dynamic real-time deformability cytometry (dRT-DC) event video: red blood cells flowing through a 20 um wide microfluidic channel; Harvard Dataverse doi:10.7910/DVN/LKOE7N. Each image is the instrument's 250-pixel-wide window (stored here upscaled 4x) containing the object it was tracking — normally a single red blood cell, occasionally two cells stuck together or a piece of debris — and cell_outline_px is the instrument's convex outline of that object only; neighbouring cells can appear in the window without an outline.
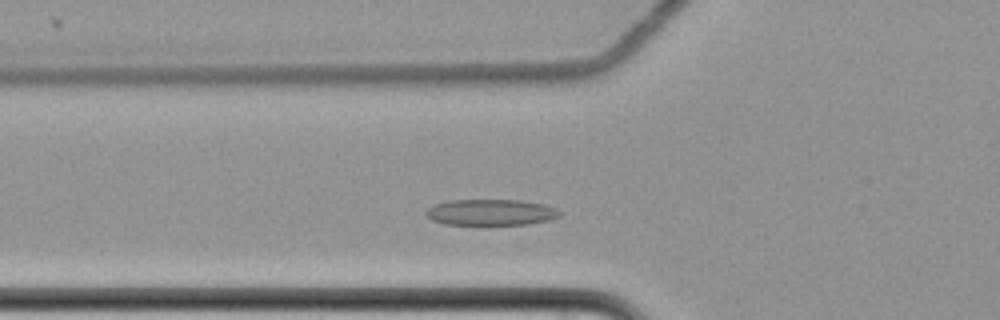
{"species": "common noctule bat (a hibernating species)", "species_latin": "Nyctalus noctula", "temperature_condition": "cold", "stored_images_in_passage": 44, "camera_frame_rate_fps": 3000, "um_per_image_px": 0.085, "animal": {"sex": "female", "body_mass_g": 22.7, "forearm_length_mm": 54.2}, "frame": {"image": 1, "passage_image": 11, "time_ms": 3.333, "image_size_px": [1000, 320], "cell_outline_px": [[564, 212], [560, 216], [548, 220], [528, 224], [444, 224], [432, 220], [424, 212], [428, 208], [436, 204], [448, 200], [520, 200], [544, 204], [556, 208]], "centroid_in_image_um": [41.76, 18.04], "position_along_channel_um": 84.0, "area_um2": 20.29}}
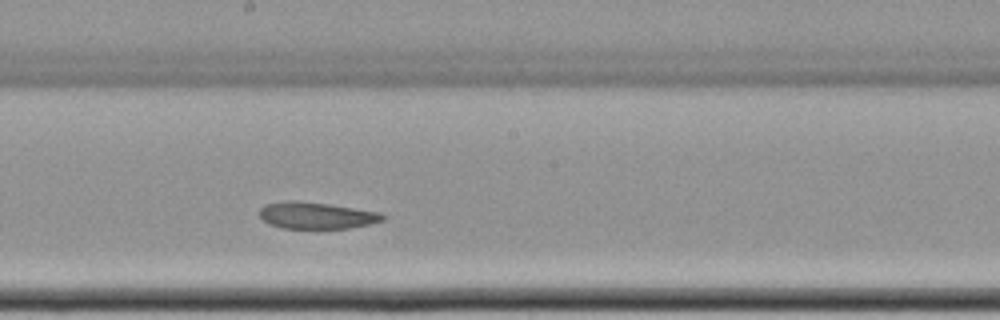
{"frame": {"image": 2, "passage_image": 23, "time_ms": 7.333, "image_size_px": [1000, 320], "cell_outline_px": [[384, 220], [368, 224], [348, 228], [280, 228], [268, 224], [260, 216], [260, 208], [264, 204], [284, 200], [292, 200], [328, 204], [380, 212], [384, 216]], "centroid_in_image_um": [26.84, 18.31], "position_along_channel_um": 221.4, "area_um2": 19.07}}
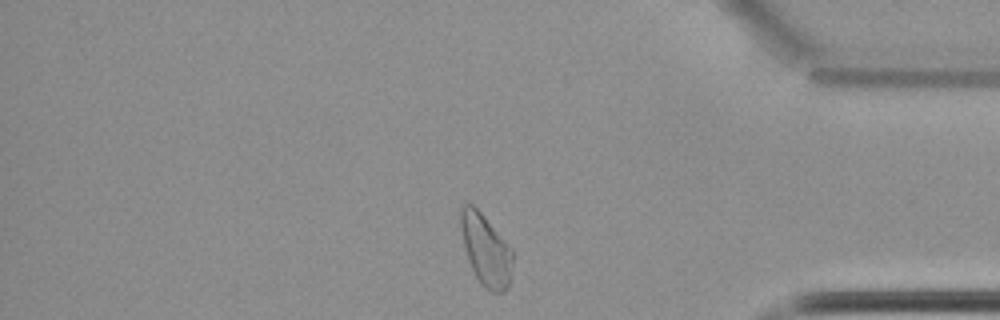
{"frame": {"image": 3, "passage_image": 40, "time_ms": 13.0, "image_size_px": [1000, 320], "cell_outline_px": [[512, 260], [508, 284], [504, 292], [492, 292], [484, 288], [480, 284], [468, 260], [460, 228], [460, 208], [464, 204], [472, 204], [480, 212], [512, 248]], "centroid_in_image_um": [41.27, 21.24], "position_along_channel_um": 393.9, "area_um2": 21.27}, "authors_computed_cell_mechanics": {"area_um2": 20.8947, "velocity_mm_per_s": 3.4422, "shape_relaxation_time_tau1_ms": null, "shape_relaxation_time_tau2_ms": 3.5559, "deformation_change_tau1": null, "deformation_change_tau2": 0.0847}}